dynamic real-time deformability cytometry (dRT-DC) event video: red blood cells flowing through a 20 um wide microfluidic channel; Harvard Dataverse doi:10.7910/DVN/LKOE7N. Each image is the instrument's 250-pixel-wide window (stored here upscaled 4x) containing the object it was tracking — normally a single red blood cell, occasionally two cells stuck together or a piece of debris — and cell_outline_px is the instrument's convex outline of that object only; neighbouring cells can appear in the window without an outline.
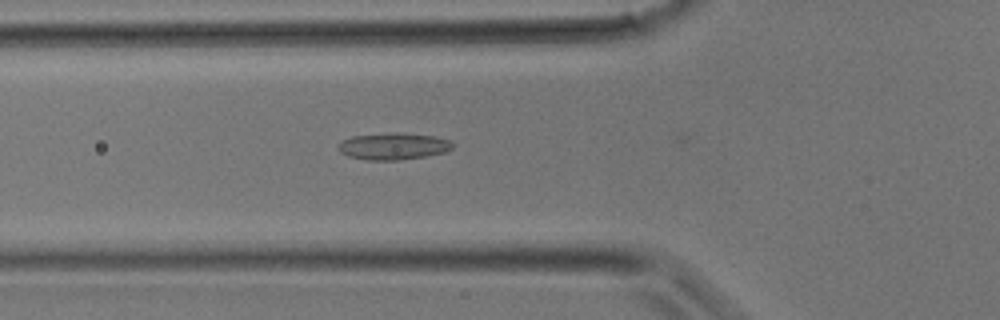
{"species": "common noctule bat (a hibernating species)", "species_latin": "Nyctalus noctula", "temperature_condition": "room temperature", "stored_images_in_passage": 31, "camera_frame_rate_fps": 3000, "um_per_image_px": 0.085, "animal": {"sex": "male", "body_mass_g": 17.9}, "frame": {"image": 1, "passage_image": 10, "time_ms": 3.0, "image_size_px": [1000, 320], "cell_outline_px": [[452, 148], [444, 152], [428, 156], [400, 160], [368, 160], [348, 156], [340, 152], [336, 148], [344, 140], [352, 136], [392, 132], [396, 132], [436, 136], [448, 140], [452, 144]], "centroid_in_image_um": [33.42, 12.43], "position_along_channel_um": 92.4, "area_um2": 17.86}}
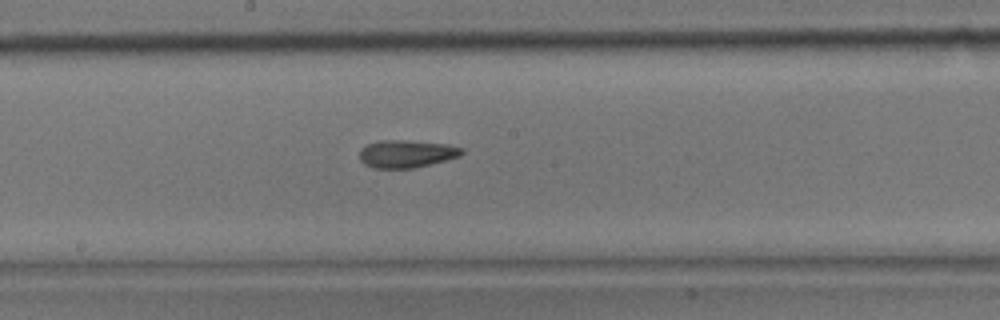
{"frame": {"image": 2, "passage_image": 16, "time_ms": 5.0, "image_size_px": [1000, 320], "cell_outline_px": [[464, 152], [460, 156], [448, 160], [412, 168], [372, 168], [364, 164], [360, 160], [360, 148], [368, 144], [380, 140], [404, 140], [448, 144], [464, 148]], "centroid_in_image_um": [34.56, 13.07], "position_along_channel_um": 213.6, "area_um2": 16.59}}
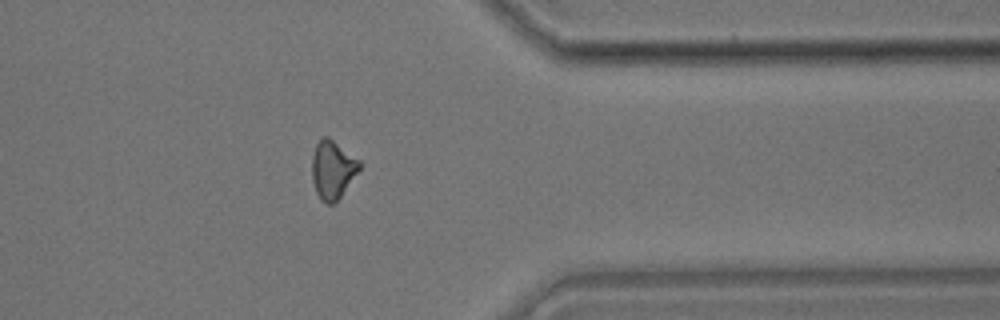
{"frame": {"image": 3, "passage_image": 25, "time_ms": 8.0, "image_size_px": [1000, 320], "cell_outline_px": [[360, 168], [340, 196], [332, 204], [328, 204], [320, 200], [316, 192], [312, 180], [312, 156], [316, 144], [324, 136], [328, 136], [360, 160]], "centroid_in_image_um": [28.25, 14.4], "position_along_channel_um": 383.2, "area_um2": 15.9}}